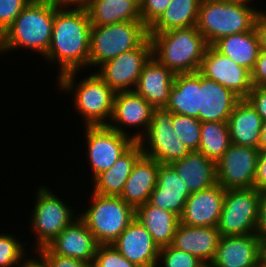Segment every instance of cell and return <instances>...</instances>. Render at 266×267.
Segmentation results:
<instances>
[{
    "label": "cell",
    "mask_w": 266,
    "mask_h": 267,
    "mask_svg": "<svg viewBox=\"0 0 266 267\" xmlns=\"http://www.w3.org/2000/svg\"><path fill=\"white\" fill-rule=\"evenodd\" d=\"M91 21L85 6H55L52 40L43 57L45 62L58 67V77L72 72L88 70Z\"/></svg>",
    "instance_id": "cell-1"
},
{
    "label": "cell",
    "mask_w": 266,
    "mask_h": 267,
    "mask_svg": "<svg viewBox=\"0 0 266 267\" xmlns=\"http://www.w3.org/2000/svg\"><path fill=\"white\" fill-rule=\"evenodd\" d=\"M54 16L55 5L31 0L0 37V54L27 49L44 57L52 40Z\"/></svg>",
    "instance_id": "cell-2"
},
{
    "label": "cell",
    "mask_w": 266,
    "mask_h": 267,
    "mask_svg": "<svg viewBox=\"0 0 266 267\" xmlns=\"http://www.w3.org/2000/svg\"><path fill=\"white\" fill-rule=\"evenodd\" d=\"M78 73L82 72L72 71L56 77L54 86L58 87V91L60 89L64 94L68 92L67 94L74 96L72 104L82 118L83 127L108 125L112 116L115 92L96 72L89 71L90 74L81 79L76 77Z\"/></svg>",
    "instance_id": "cell-3"
},
{
    "label": "cell",
    "mask_w": 266,
    "mask_h": 267,
    "mask_svg": "<svg viewBox=\"0 0 266 267\" xmlns=\"http://www.w3.org/2000/svg\"><path fill=\"white\" fill-rule=\"evenodd\" d=\"M152 57L175 74L198 72L208 46L196 26L149 33Z\"/></svg>",
    "instance_id": "cell-4"
},
{
    "label": "cell",
    "mask_w": 266,
    "mask_h": 267,
    "mask_svg": "<svg viewBox=\"0 0 266 267\" xmlns=\"http://www.w3.org/2000/svg\"><path fill=\"white\" fill-rule=\"evenodd\" d=\"M257 5L222 0H201L196 27L208 45L222 37L254 28Z\"/></svg>",
    "instance_id": "cell-5"
},
{
    "label": "cell",
    "mask_w": 266,
    "mask_h": 267,
    "mask_svg": "<svg viewBox=\"0 0 266 267\" xmlns=\"http://www.w3.org/2000/svg\"><path fill=\"white\" fill-rule=\"evenodd\" d=\"M91 193L88 208L82 207L79 218L99 244H111L135 219V208L121 197Z\"/></svg>",
    "instance_id": "cell-6"
},
{
    "label": "cell",
    "mask_w": 266,
    "mask_h": 267,
    "mask_svg": "<svg viewBox=\"0 0 266 267\" xmlns=\"http://www.w3.org/2000/svg\"><path fill=\"white\" fill-rule=\"evenodd\" d=\"M35 190L34 205L30 214L29 223L36 238L29 249L37 250L50 243L65 227L71 225L77 218L79 212L73 206L64 202L63 198L51 191L50 187L39 185ZM75 211V212H74ZM76 215V216H75ZM34 245V246H33Z\"/></svg>",
    "instance_id": "cell-7"
},
{
    "label": "cell",
    "mask_w": 266,
    "mask_h": 267,
    "mask_svg": "<svg viewBox=\"0 0 266 267\" xmlns=\"http://www.w3.org/2000/svg\"><path fill=\"white\" fill-rule=\"evenodd\" d=\"M149 38V28L142 21H126L92 26L89 68L92 71L118 55L140 47Z\"/></svg>",
    "instance_id": "cell-8"
},
{
    "label": "cell",
    "mask_w": 266,
    "mask_h": 267,
    "mask_svg": "<svg viewBox=\"0 0 266 267\" xmlns=\"http://www.w3.org/2000/svg\"><path fill=\"white\" fill-rule=\"evenodd\" d=\"M261 193L254 187L226 190L217 224L221 236L257 234Z\"/></svg>",
    "instance_id": "cell-9"
},
{
    "label": "cell",
    "mask_w": 266,
    "mask_h": 267,
    "mask_svg": "<svg viewBox=\"0 0 266 267\" xmlns=\"http://www.w3.org/2000/svg\"><path fill=\"white\" fill-rule=\"evenodd\" d=\"M173 115L165 108H154L150 126L138 141L143 155L163 164H171L190 152L173 129Z\"/></svg>",
    "instance_id": "cell-10"
},
{
    "label": "cell",
    "mask_w": 266,
    "mask_h": 267,
    "mask_svg": "<svg viewBox=\"0 0 266 267\" xmlns=\"http://www.w3.org/2000/svg\"><path fill=\"white\" fill-rule=\"evenodd\" d=\"M85 157L91 171V181L107 171L135 142L107 125L84 126Z\"/></svg>",
    "instance_id": "cell-11"
},
{
    "label": "cell",
    "mask_w": 266,
    "mask_h": 267,
    "mask_svg": "<svg viewBox=\"0 0 266 267\" xmlns=\"http://www.w3.org/2000/svg\"><path fill=\"white\" fill-rule=\"evenodd\" d=\"M153 110L154 107L134 90L116 92L107 126L138 142L150 126Z\"/></svg>",
    "instance_id": "cell-12"
},
{
    "label": "cell",
    "mask_w": 266,
    "mask_h": 267,
    "mask_svg": "<svg viewBox=\"0 0 266 267\" xmlns=\"http://www.w3.org/2000/svg\"><path fill=\"white\" fill-rule=\"evenodd\" d=\"M152 57L148 38L140 47L124 52L100 65L96 72L116 93L134 90L143 67Z\"/></svg>",
    "instance_id": "cell-13"
},
{
    "label": "cell",
    "mask_w": 266,
    "mask_h": 267,
    "mask_svg": "<svg viewBox=\"0 0 266 267\" xmlns=\"http://www.w3.org/2000/svg\"><path fill=\"white\" fill-rule=\"evenodd\" d=\"M259 151L231 143L216 162L217 183L225 190L253 187Z\"/></svg>",
    "instance_id": "cell-14"
},
{
    "label": "cell",
    "mask_w": 266,
    "mask_h": 267,
    "mask_svg": "<svg viewBox=\"0 0 266 267\" xmlns=\"http://www.w3.org/2000/svg\"><path fill=\"white\" fill-rule=\"evenodd\" d=\"M198 72L232 90L241 99L246 98L253 88L251 72L222 55L212 45L207 46Z\"/></svg>",
    "instance_id": "cell-15"
},
{
    "label": "cell",
    "mask_w": 266,
    "mask_h": 267,
    "mask_svg": "<svg viewBox=\"0 0 266 267\" xmlns=\"http://www.w3.org/2000/svg\"><path fill=\"white\" fill-rule=\"evenodd\" d=\"M261 239L257 234L221 236L208 267H255L260 264Z\"/></svg>",
    "instance_id": "cell-16"
},
{
    "label": "cell",
    "mask_w": 266,
    "mask_h": 267,
    "mask_svg": "<svg viewBox=\"0 0 266 267\" xmlns=\"http://www.w3.org/2000/svg\"><path fill=\"white\" fill-rule=\"evenodd\" d=\"M111 244L128 261L138 267L157 266L160 248L136 218Z\"/></svg>",
    "instance_id": "cell-17"
},
{
    "label": "cell",
    "mask_w": 266,
    "mask_h": 267,
    "mask_svg": "<svg viewBox=\"0 0 266 267\" xmlns=\"http://www.w3.org/2000/svg\"><path fill=\"white\" fill-rule=\"evenodd\" d=\"M225 193L226 190L218 183L208 189L191 193L184 205L180 223L217 227Z\"/></svg>",
    "instance_id": "cell-18"
},
{
    "label": "cell",
    "mask_w": 266,
    "mask_h": 267,
    "mask_svg": "<svg viewBox=\"0 0 266 267\" xmlns=\"http://www.w3.org/2000/svg\"><path fill=\"white\" fill-rule=\"evenodd\" d=\"M99 243L86 224L77 218L65 227L46 247L54 254L92 263Z\"/></svg>",
    "instance_id": "cell-19"
},
{
    "label": "cell",
    "mask_w": 266,
    "mask_h": 267,
    "mask_svg": "<svg viewBox=\"0 0 266 267\" xmlns=\"http://www.w3.org/2000/svg\"><path fill=\"white\" fill-rule=\"evenodd\" d=\"M220 237L217 227L179 223L171 245L197 257L208 267L215 256Z\"/></svg>",
    "instance_id": "cell-20"
},
{
    "label": "cell",
    "mask_w": 266,
    "mask_h": 267,
    "mask_svg": "<svg viewBox=\"0 0 266 267\" xmlns=\"http://www.w3.org/2000/svg\"><path fill=\"white\" fill-rule=\"evenodd\" d=\"M190 193L171 164L159 163L156 188L148 203L181 216Z\"/></svg>",
    "instance_id": "cell-21"
},
{
    "label": "cell",
    "mask_w": 266,
    "mask_h": 267,
    "mask_svg": "<svg viewBox=\"0 0 266 267\" xmlns=\"http://www.w3.org/2000/svg\"><path fill=\"white\" fill-rule=\"evenodd\" d=\"M175 75L172 70L151 57L143 67L134 91L154 108H165Z\"/></svg>",
    "instance_id": "cell-22"
},
{
    "label": "cell",
    "mask_w": 266,
    "mask_h": 267,
    "mask_svg": "<svg viewBox=\"0 0 266 267\" xmlns=\"http://www.w3.org/2000/svg\"><path fill=\"white\" fill-rule=\"evenodd\" d=\"M201 122H228L232 110L241 99L232 90L201 75L200 89Z\"/></svg>",
    "instance_id": "cell-23"
},
{
    "label": "cell",
    "mask_w": 266,
    "mask_h": 267,
    "mask_svg": "<svg viewBox=\"0 0 266 267\" xmlns=\"http://www.w3.org/2000/svg\"><path fill=\"white\" fill-rule=\"evenodd\" d=\"M158 171L159 162L142 155L134 164L120 197L134 208L148 202L157 185Z\"/></svg>",
    "instance_id": "cell-24"
},
{
    "label": "cell",
    "mask_w": 266,
    "mask_h": 267,
    "mask_svg": "<svg viewBox=\"0 0 266 267\" xmlns=\"http://www.w3.org/2000/svg\"><path fill=\"white\" fill-rule=\"evenodd\" d=\"M171 165L183 179L190 194L208 189L217 183L216 163L199 151H191Z\"/></svg>",
    "instance_id": "cell-25"
},
{
    "label": "cell",
    "mask_w": 266,
    "mask_h": 267,
    "mask_svg": "<svg viewBox=\"0 0 266 267\" xmlns=\"http://www.w3.org/2000/svg\"><path fill=\"white\" fill-rule=\"evenodd\" d=\"M200 89L201 74L199 72L176 74L165 109L199 120Z\"/></svg>",
    "instance_id": "cell-26"
},
{
    "label": "cell",
    "mask_w": 266,
    "mask_h": 267,
    "mask_svg": "<svg viewBox=\"0 0 266 267\" xmlns=\"http://www.w3.org/2000/svg\"><path fill=\"white\" fill-rule=\"evenodd\" d=\"M142 155L140 144L135 142L111 168L100 173L91 181V191L101 195L120 197L134 164Z\"/></svg>",
    "instance_id": "cell-27"
},
{
    "label": "cell",
    "mask_w": 266,
    "mask_h": 267,
    "mask_svg": "<svg viewBox=\"0 0 266 267\" xmlns=\"http://www.w3.org/2000/svg\"><path fill=\"white\" fill-rule=\"evenodd\" d=\"M263 120L246 99H240L228 119L231 143L259 149Z\"/></svg>",
    "instance_id": "cell-28"
},
{
    "label": "cell",
    "mask_w": 266,
    "mask_h": 267,
    "mask_svg": "<svg viewBox=\"0 0 266 267\" xmlns=\"http://www.w3.org/2000/svg\"><path fill=\"white\" fill-rule=\"evenodd\" d=\"M141 0H86L92 26H104L126 21H142Z\"/></svg>",
    "instance_id": "cell-29"
},
{
    "label": "cell",
    "mask_w": 266,
    "mask_h": 267,
    "mask_svg": "<svg viewBox=\"0 0 266 267\" xmlns=\"http://www.w3.org/2000/svg\"><path fill=\"white\" fill-rule=\"evenodd\" d=\"M135 218L148 230L159 248L172 244L180 217L148 202L135 208Z\"/></svg>",
    "instance_id": "cell-30"
},
{
    "label": "cell",
    "mask_w": 266,
    "mask_h": 267,
    "mask_svg": "<svg viewBox=\"0 0 266 267\" xmlns=\"http://www.w3.org/2000/svg\"><path fill=\"white\" fill-rule=\"evenodd\" d=\"M212 46L222 55L230 58L237 65L246 68L250 72L260 52L259 39L254 28L248 32L222 37Z\"/></svg>",
    "instance_id": "cell-31"
},
{
    "label": "cell",
    "mask_w": 266,
    "mask_h": 267,
    "mask_svg": "<svg viewBox=\"0 0 266 267\" xmlns=\"http://www.w3.org/2000/svg\"><path fill=\"white\" fill-rule=\"evenodd\" d=\"M201 0H172L166 10L149 27V33L196 26Z\"/></svg>",
    "instance_id": "cell-32"
},
{
    "label": "cell",
    "mask_w": 266,
    "mask_h": 267,
    "mask_svg": "<svg viewBox=\"0 0 266 267\" xmlns=\"http://www.w3.org/2000/svg\"><path fill=\"white\" fill-rule=\"evenodd\" d=\"M230 145L228 122H201L199 152L216 163Z\"/></svg>",
    "instance_id": "cell-33"
},
{
    "label": "cell",
    "mask_w": 266,
    "mask_h": 267,
    "mask_svg": "<svg viewBox=\"0 0 266 267\" xmlns=\"http://www.w3.org/2000/svg\"><path fill=\"white\" fill-rule=\"evenodd\" d=\"M173 129L189 151H198L201 137V121L195 117L173 115Z\"/></svg>",
    "instance_id": "cell-34"
},
{
    "label": "cell",
    "mask_w": 266,
    "mask_h": 267,
    "mask_svg": "<svg viewBox=\"0 0 266 267\" xmlns=\"http://www.w3.org/2000/svg\"><path fill=\"white\" fill-rule=\"evenodd\" d=\"M16 238L15 233L0 232V267H15L27 254V243Z\"/></svg>",
    "instance_id": "cell-35"
},
{
    "label": "cell",
    "mask_w": 266,
    "mask_h": 267,
    "mask_svg": "<svg viewBox=\"0 0 266 267\" xmlns=\"http://www.w3.org/2000/svg\"><path fill=\"white\" fill-rule=\"evenodd\" d=\"M156 267H207L197 257L172 245L160 248Z\"/></svg>",
    "instance_id": "cell-36"
},
{
    "label": "cell",
    "mask_w": 266,
    "mask_h": 267,
    "mask_svg": "<svg viewBox=\"0 0 266 267\" xmlns=\"http://www.w3.org/2000/svg\"><path fill=\"white\" fill-rule=\"evenodd\" d=\"M92 267H138L128 261L112 244H99Z\"/></svg>",
    "instance_id": "cell-37"
},
{
    "label": "cell",
    "mask_w": 266,
    "mask_h": 267,
    "mask_svg": "<svg viewBox=\"0 0 266 267\" xmlns=\"http://www.w3.org/2000/svg\"><path fill=\"white\" fill-rule=\"evenodd\" d=\"M31 0H0V37Z\"/></svg>",
    "instance_id": "cell-38"
},
{
    "label": "cell",
    "mask_w": 266,
    "mask_h": 267,
    "mask_svg": "<svg viewBox=\"0 0 266 267\" xmlns=\"http://www.w3.org/2000/svg\"><path fill=\"white\" fill-rule=\"evenodd\" d=\"M172 0H141L140 14L142 22L149 28L166 10Z\"/></svg>",
    "instance_id": "cell-39"
},
{
    "label": "cell",
    "mask_w": 266,
    "mask_h": 267,
    "mask_svg": "<svg viewBox=\"0 0 266 267\" xmlns=\"http://www.w3.org/2000/svg\"><path fill=\"white\" fill-rule=\"evenodd\" d=\"M38 251L46 260L48 267H92V263L72 257H66L52 253L46 246Z\"/></svg>",
    "instance_id": "cell-40"
},
{
    "label": "cell",
    "mask_w": 266,
    "mask_h": 267,
    "mask_svg": "<svg viewBox=\"0 0 266 267\" xmlns=\"http://www.w3.org/2000/svg\"><path fill=\"white\" fill-rule=\"evenodd\" d=\"M246 99L255 108L263 121H266V86H254Z\"/></svg>",
    "instance_id": "cell-41"
},
{
    "label": "cell",
    "mask_w": 266,
    "mask_h": 267,
    "mask_svg": "<svg viewBox=\"0 0 266 267\" xmlns=\"http://www.w3.org/2000/svg\"><path fill=\"white\" fill-rule=\"evenodd\" d=\"M251 81L254 86H266V51L260 50L258 59L251 70Z\"/></svg>",
    "instance_id": "cell-42"
},
{
    "label": "cell",
    "mask_w": 266,
    "mask_h": 267,
    "mask_svg": "<svg viewBox=\"0 0 266 267\" xmlns=\"http://www.w3.org/2000/svg\"><path fill=\"white\" fill-rule=\"evenodd\" d=\"M253 187L260 192H266V150L259 151Z\"/></svg>",
    "instance_id": "cell-43"
},
{
    "label": "cell",
    "mask_w": 266,
    "mask_h": 267,
    "mask_svg": "<svg viewBox=\"0 0 266 267\" xmlns=\"http://www.w3.org/2000/svg\"><path fill=\"white\" fill-rule=\"evenodd\" d=\"M254 29L257 33L260 50L266 51V10H259L255 20Z\"/></svg>",
    "instance_id": "cell-44"
},
{
    "label": "cell",
    "mask_w": 266,
    "mask_h": 267,
    "mask_svg": "<svg viewBox=\"0 0 266 267\" xmlns=\"http://www.w3.org/2000/svg\"><path fill=\"white\" fill-rule=\"evenodd\" d=\"M257 235L260 239H266V192L261 193L259 201Z\"/></svg>",
    "instance_id": "cell-45"
},
{
    "label": "cell",
    "mask_w": 266,
    "mask_h": 267,
    "mask_svg": "<svg viewBox=\"0 0 266 267\" xmlns=\"http://www.w3.org/2000/svg\"><path fill=\"white\" fill-rule=\"evenodd\" d=\"M31 252H33V254H30L31 256L28 257V254H26L15 267H48L46 260L38 251Z\"/></svg>",
    "instance_id": "cell-46"
},
{
    "label": "cell",
    "mask_w": 266,
    "mask_h": 267,
    "mask_svg": "<svg viewBox=\"0 0 266 267\" xmlns=\"http://www.w3.org/2000/svg\"><path fill=\"white\" fill-rule=\"evenodd\" d=\"M58 7H80L85 6L86 0H40Z\"/></svg>",
    "instance_id": "cell-47"
},
{
    "label": "cell",
    "mask_w": 266,
    "mask_h": 267,
    "mask_svg": "<svg viewBox=\"0 0 266 267\" xmlns=\"http://www.w3.org/2000/svg\"><path fill=\"white\" fill-rule=\"evenodd\" d=\"M259 150H266V121H263L261 126Z\"/></svg>",
    "instance_id": "cell-48"
},
{
    "label": "cell",
    "mask_w": 266,
    "mask_h": 267,
    "mask_svg": "<svg viewBox=\"0 0 266 267\" xmlns=\"http://www.w3.org/2000/svg\"><path fill=\"white\" fill-rule=\"evenodd\" d=\"M260 264L262 267H266V239H261Z\"/></svg>",
    "instance_id": "cell-49"
},
{
    "label": "cell",
    "mask_w": 266,
    "mask_h": 267,
    "mask_svg": "<svg viewBox=\"0 0 266 267\" xmlns=\"http://www.w3.org/2000/svg\"><path fill=\"white\" fill-rule=\"evenodd\" d=\"M222 1L240 2V3L251 4V5H253L252 3L254 2V0H222Z\"/></svg>",
    "instance_id": "cell-50"
}]
</instances>
